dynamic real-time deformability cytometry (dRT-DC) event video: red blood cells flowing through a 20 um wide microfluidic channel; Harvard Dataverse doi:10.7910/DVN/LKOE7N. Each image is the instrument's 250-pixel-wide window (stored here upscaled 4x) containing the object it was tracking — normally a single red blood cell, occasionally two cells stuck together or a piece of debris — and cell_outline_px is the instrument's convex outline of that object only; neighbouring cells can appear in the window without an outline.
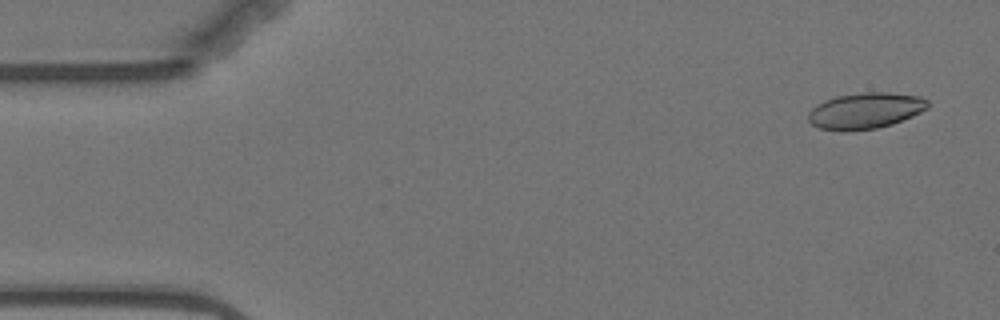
{"species": "Egyptian fruit bat (a non-hibernating species)", "species_latin": "Rousettus aegyptiacus", "temperature_condition": "warm", "stored_images_in_passage": 7, "camera_frame_rate_fps": 3000, "um_per_image_px": 0.085, "animal": {"sex": "female"}, "frame": {"image": 1, "passage_image": 1, "time_ms": 0.0, "image_size_px": [1000, 320], "cell_outline_px": [[928, 108], [912, 116], [892, 124], [876, 128], [844, 132], [840, 132], [820, 128], [812, 124], [808, 120], [808, 112], [816, 104], [824, 100], [836, 96], [864, 92], [888, 92], [920, 96], [928, 100]], "centroid_in_image_um": [73.53, 9.41], "position_along_channel_um": 11.5, "area_um2": 25.32}}
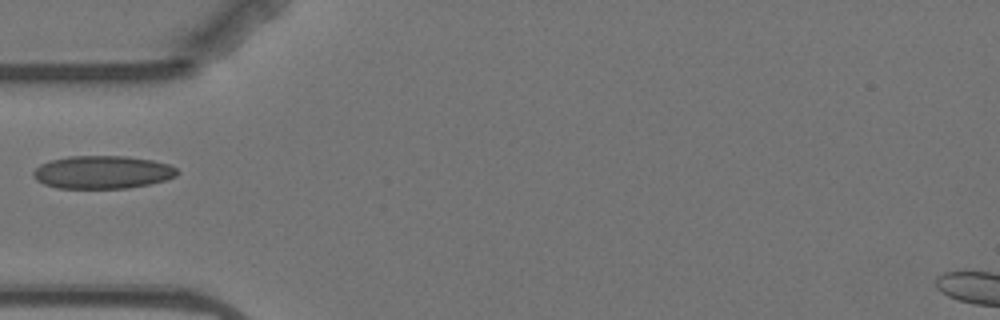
{"frame": {"image": 2, "passage_image": 5, "time_ms": 5.0, "image_size_px": [1000, 320], "cell_outline_px": [[180, 172], [176, 176], [168, 180], [128, 188], [56, 188], [44, 184], [36, 180], [32, 176], [32, 172], [40, 164], [52, 160], [68, 156], [124, 156], [152, 160], [168, 164], [176, 168]], "centroid_in_image_um": [8.71, 14.64], "position_along_channel_um": 76.3, "area_um2": 27.74}}
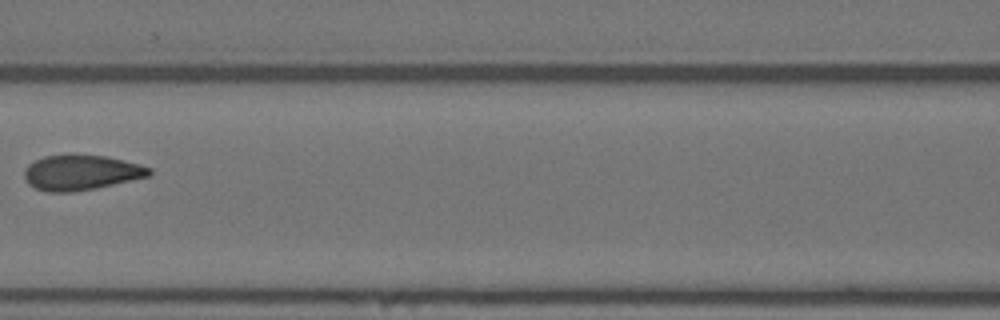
{"frame": {"image": 3, "passage_image": 7, "time_ms": 7.333, "image_size_px": [1000, 320], "cell_outline_px": [[152, 172], [148, 176], [96, 188], [72, 192], [48, 192], [36, 188], [28, 184], [24, 176], [24, 168], [28, 164], [44, 156], [68, 152], [72, 152], [108, 156], [140, 164], [152, 168]], "centroid_in_image_um": [6.87, 14.62], "position_along_channel_um": 159.7, "area_um2": 26.24}}